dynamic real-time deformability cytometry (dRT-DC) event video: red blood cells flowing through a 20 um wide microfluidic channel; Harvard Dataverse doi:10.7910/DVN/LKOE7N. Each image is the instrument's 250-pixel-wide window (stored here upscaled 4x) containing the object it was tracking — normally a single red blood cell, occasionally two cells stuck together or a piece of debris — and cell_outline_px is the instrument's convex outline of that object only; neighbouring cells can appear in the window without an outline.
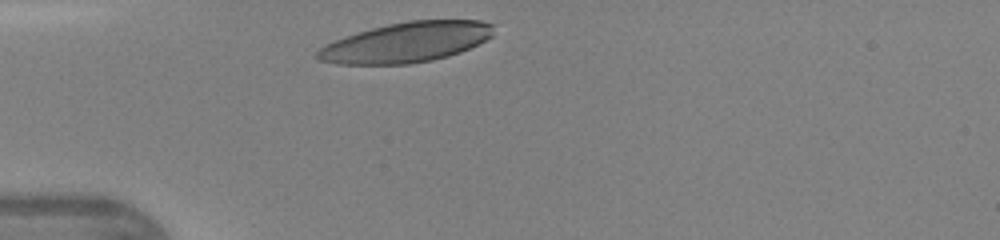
{"species": "human", "species_latin": "Homo sapiens", "temperature_condition": "warm", "stored_images_in_passage": 5, "camera_frame_rate_fps": 3000, "um_per_image_px": 0.085, "donor": {"sex": "female"}, "frame": {"image": 1, "passage_image": 1, "time_ms": 0.0, "image_size_px": [1000, 240], "cell_outline_px": [[496, 24], [492, 36], [460, 52], [448, 56], [432, 60], [408, 64], [336, 64], [320, 60], [316, 56], [316, 52], [324, 44], [344, 36], [372, 28], [388, 24], [408, 20], [480, 20]], "centroid_in_image_um": [34.54, 3.59], "position_along_channel_um": 50.5, "area_um2": 41.15}}
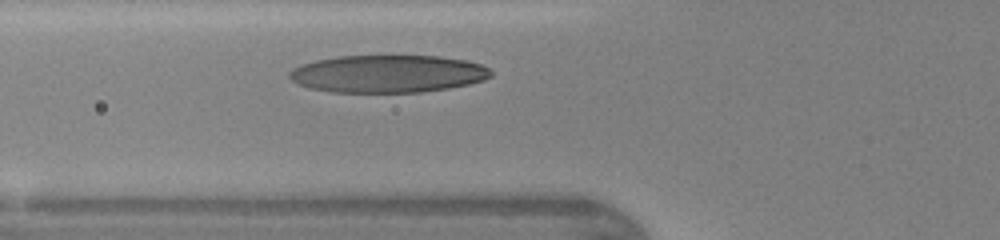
{"frame": {"image": 2, "passage_image": 5, "time_ms": 1.333, "image_size_px": [1000, 240], "cell_outline_px": [[492, 76], [484, 80], [468, 84], [448, 88], [420, 92], [332, 92], [308, 88], [296, 84], [288, 76], [288, 72], [292, 68], [300, 64], [316, 60], [336, 56], [440, 56], [464, 60], [480, 64], [488, 68], [492, 72]], "centroid_in_image_um": [32.91, 6.27], "position_along_channel_um": 92.9, "area_um2": 44.27}}